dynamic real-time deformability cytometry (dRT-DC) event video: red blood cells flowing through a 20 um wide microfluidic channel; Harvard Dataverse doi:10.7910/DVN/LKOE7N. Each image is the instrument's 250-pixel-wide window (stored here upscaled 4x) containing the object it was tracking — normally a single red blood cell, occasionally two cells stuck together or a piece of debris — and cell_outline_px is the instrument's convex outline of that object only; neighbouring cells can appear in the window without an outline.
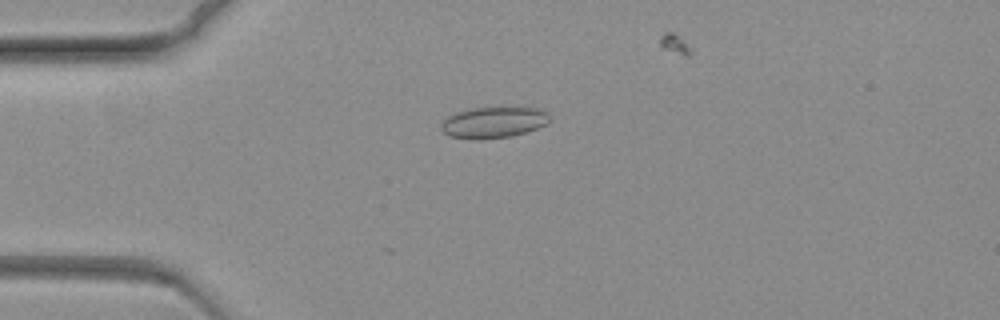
{"species": "common noctule bat (a hibernating species)", "species_latin": "Nyctalus noctula", "temperature_condition": "warm", "stored_images_in_passage": 10, "camera_frame_rate_fps": 3000, "um_per_image_px": 0.085, "animal": {"sex": "female", "body_mass_g": 19.3, "forearm_length_mm": 54.1}, "frame": {"image": 1, "passage_image": 6, "time_ms": 1.667, "image_size_px": [1000, 320], "cell_outline_px": [[552, 120], [548, 124], [528, 132], [512, 136], [448, 136], [440, 128], [440, 124], [448, 116], [456, 112], [472, 108], [536, 108], [548, 112]], "centroid_in_image_um": [42.04, 10.36], "position_along_channel_um": 43.0, "area_um2": 18.96}}